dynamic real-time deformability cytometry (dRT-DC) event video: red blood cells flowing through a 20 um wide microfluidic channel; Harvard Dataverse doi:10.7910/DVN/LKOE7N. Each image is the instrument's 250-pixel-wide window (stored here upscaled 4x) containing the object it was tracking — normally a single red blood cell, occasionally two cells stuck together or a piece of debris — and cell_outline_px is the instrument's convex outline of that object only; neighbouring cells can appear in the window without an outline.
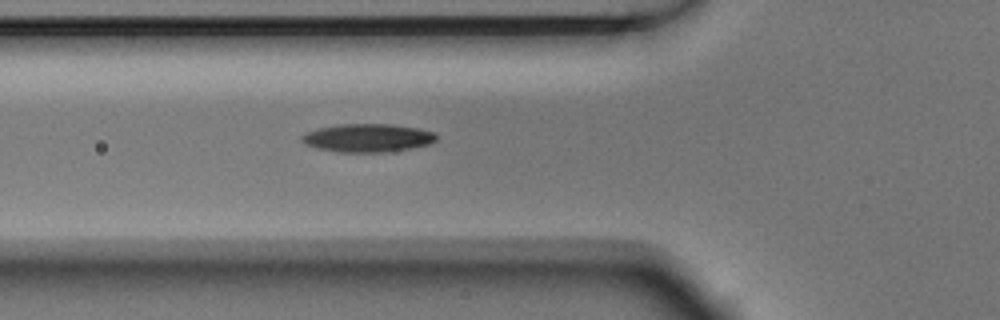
{"species": "Egyptian fruit bat (a non-hibernating species)", "species_latin": "Rousettus aegyptiacus", "temperature_condition": "room temperature", "stored_images_in_passage": 5, "camera_frame_rate_fps": 3000, "um_per_image_px": 0.085, "animal": {"sex": "male"}, "frame": {"image": 1, "passage_image": 5, "time_ms": 1.333, "image_size_px": [1000, 320], "cell_outline_px": [[436, 140], [432, 144], [408, 148], [380, 152], [340, 152], [320, 148], [308, 144], [300, 140], [300, 136], [304, 132], [336, 124], [392, 124], [416, 128], [432, 132], [436, 136]], "centroid_in_image_um": [31.23, 11.71], "position_along_channel_um": 94.6, "area_um2": 21.85}}